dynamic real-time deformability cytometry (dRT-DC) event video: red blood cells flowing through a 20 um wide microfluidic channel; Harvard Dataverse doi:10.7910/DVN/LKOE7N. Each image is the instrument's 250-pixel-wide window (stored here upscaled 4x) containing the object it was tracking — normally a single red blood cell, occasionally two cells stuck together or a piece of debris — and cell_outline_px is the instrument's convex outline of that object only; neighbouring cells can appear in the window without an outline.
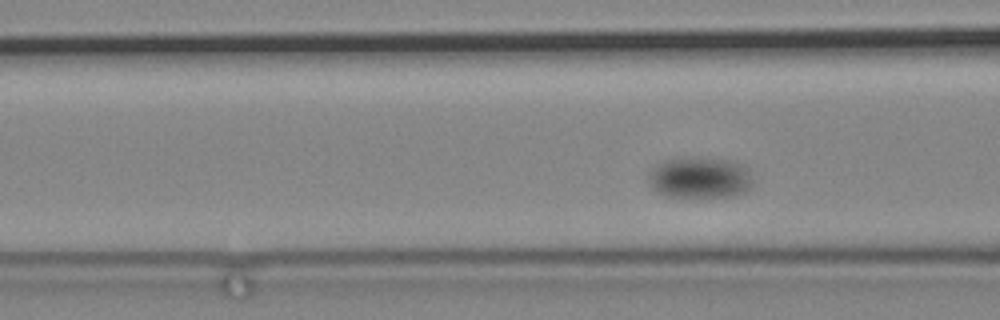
{"species": "common noctule bat (a hibernating species)", "species_latin": "Nyctalus noctula", "temperature_condition": "cold", "stored_images_in_passage": 71, "camera_frame_rate_fps": 3000, "um_per_image_px": 0.085, "animal": {"sex": "male", "body_mass_g": 19.2, "forearm_length_mm": 51.8}, "frame": {"image": 1, "passage_image": 9, "time_ms": 2.667, "image_size_px": [1000, 320], "cell_outline_px": [[752, 188], [736, 196], [664, 196], [652, 188], [648, 184], [648, 172], [652, 168], [668, 160], [692, 156], [736, 160], [744, 164], [748, 168], [752, 180]], "centroid_in_image_um": [59.53, 15.08], "position_along_channel_um": 107.1, "area_um2": 25.49}}
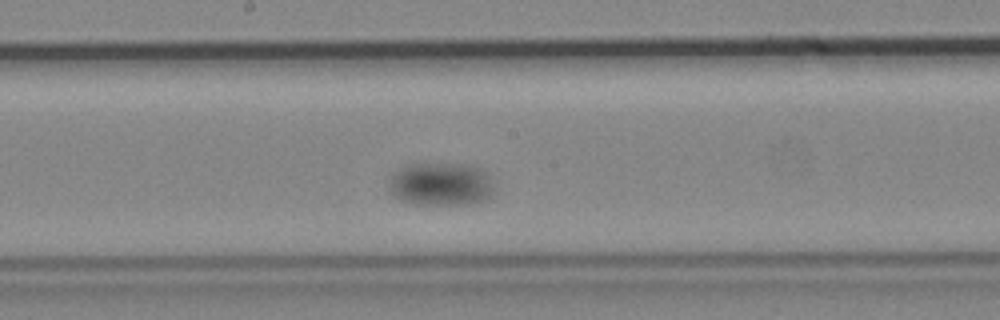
{"frame": {"image": 2, "passage_image": 25, "time_ms": 8.0, "image_size_px": [1000, 320], "cell_outline_px": [[496, 184], [492, 196], [484, 200], [468, 204], [416, 204], [404, 200], [396, 196], [392, 192], [388, 184], [392, 176], [396, 172], [412, 164], [464, 164], [480, 168]], "centroid_in_image_um": [37.56, 15.66], "position_along_channel_um": 210.6, "area_um2": 26.13}}
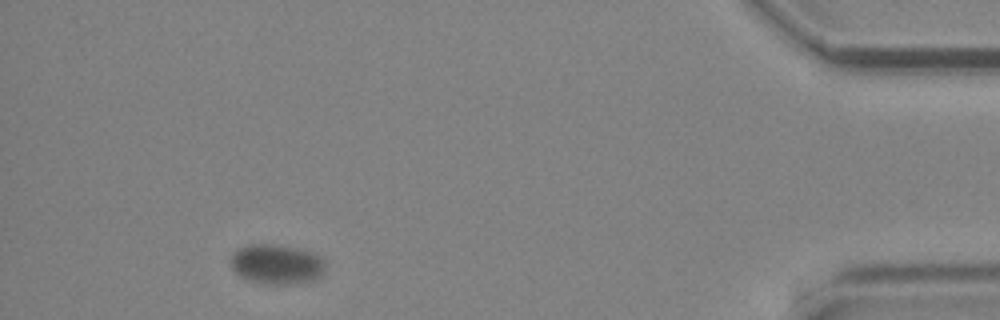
{"frame": {"image": 3, "passage_image": 63, "time_ms": 20.667, "image_size_px": [1000, 320], "cell_outline_px": [[324, 272], [320, 276], [312, 280], [292, 284], [272, 284], [248, 280], [240, 276], [232, 268], [228, 260], [232, 252], [236, 248], [248, 244], [276, 244], [300, 248], [312, 252], [320, 256], [324, 260]], "centroid_in_image_um": [23.47, 22.43], "position_along_channel_um": 411.7, "area_um2": 22.31}}